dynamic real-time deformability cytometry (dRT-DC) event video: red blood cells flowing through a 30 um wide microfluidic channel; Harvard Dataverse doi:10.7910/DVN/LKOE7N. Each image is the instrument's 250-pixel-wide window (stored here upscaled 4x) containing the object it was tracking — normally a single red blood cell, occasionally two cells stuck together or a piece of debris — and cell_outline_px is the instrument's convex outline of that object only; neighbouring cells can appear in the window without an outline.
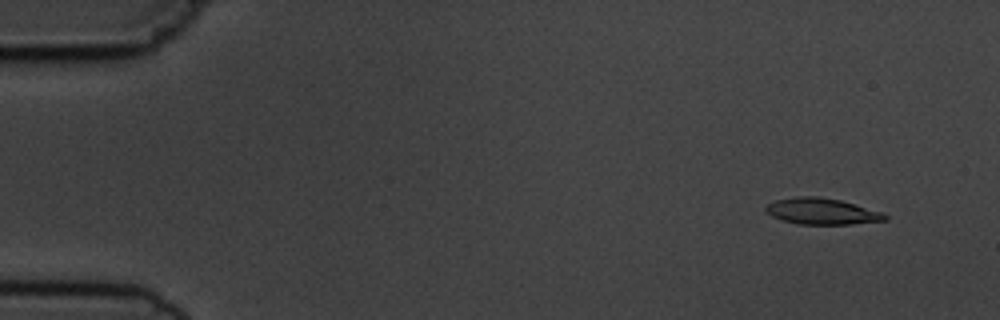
{"species": "common noctule bat (a hibernating species)", "species_latin": "Nyctalus noctula", "temperature_condition": "cold", "stored_images_in_passage": 6, "camera_frame_rate_fps": 3000, "um_per_image_px": 0.085, "animal": {"sex": "male", "body_mass_g": 19.5, "forearm_length_mm": 54.6}, "frame": {"image": 1, "passage_image": 2, "time_ms": 1.0, "image_size_px": [1000, 320], "cell_outline_px": [[888, 220], [852, 224], [796, 224], [772, 216], [764, 212], [764, 208], [768, 204], [776, 200], [796, 196], [820, 196], [840, 200], [880, 212], [888, 216]], "centroid_in_image_um": [69.82, 17.96], "position_along_channel_um": 15.2, "area_um2": 18.15}}
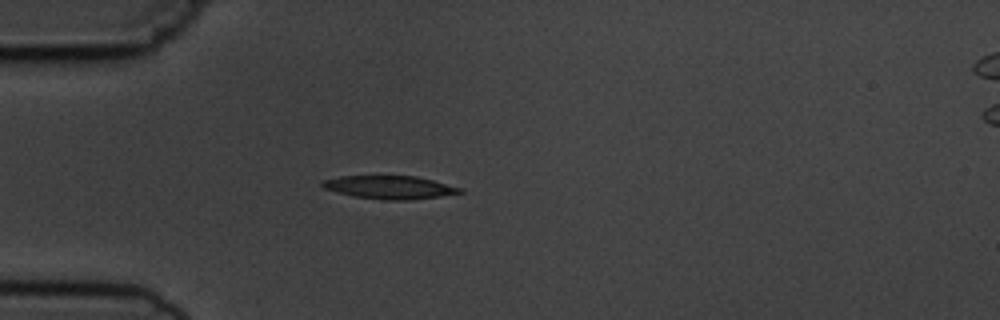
{"frame": {"image": 2, "passage_image": 5, "time_ms": 4.667, "image_size_px": [1000, 320], "cell_outline_px": [[464, 192], [440, 196], [408, 200], [384, 200], [352, 196], [324, 188], [320, 184], [324, 180], [340, 176], [416, 176], [464, 188]], "centroid_in_image_um": [33.15, 15.92], "position_along_channel_um": 51.9, "area_um2": 18.5}}